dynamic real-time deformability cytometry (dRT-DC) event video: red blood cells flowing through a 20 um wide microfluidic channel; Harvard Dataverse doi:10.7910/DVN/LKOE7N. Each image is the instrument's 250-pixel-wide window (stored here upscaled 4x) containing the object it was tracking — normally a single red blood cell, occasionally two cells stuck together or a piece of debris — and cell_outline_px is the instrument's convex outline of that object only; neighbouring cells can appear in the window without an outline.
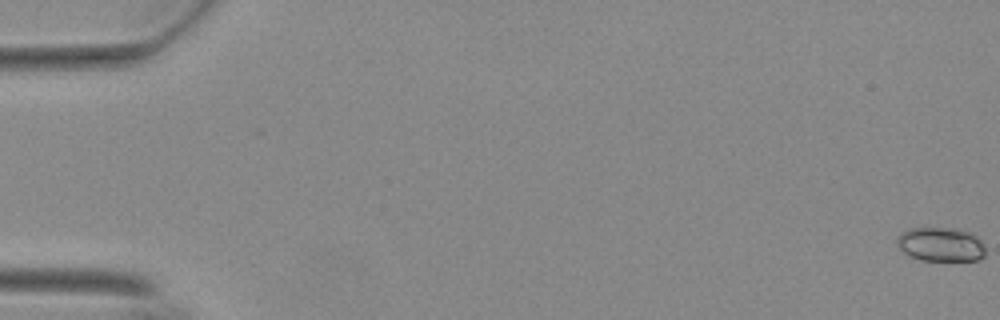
{"species": "Egyptian fruit bat (a non-hibernating species)", "species_latin": "Rousettus aegyptiacus", "temperature_condition": "warm", "stored_images_in_passage": 57, "camera_frame_rate_fps": 3000, "um_per_image_px": 0.085, "animal": {"sex": "female"}, "frame": {"image": 1, "passage_image": 1, "time_ms": 0.0, "image_size_px": [1000, 320], "cell_outline_px": [[984, 256], [976, 260], [924, 260], [912, 256], [904, 252], [896, 244], [896, 240], [900, 232], [908, 228], [952, 228], [968, 232], [976, 236], [980, 240], [984, 248]], "centroid_in_image_um": [79.93, 20.76], "position_along_channel_um": 5.1, "area_um2": 17.34}}
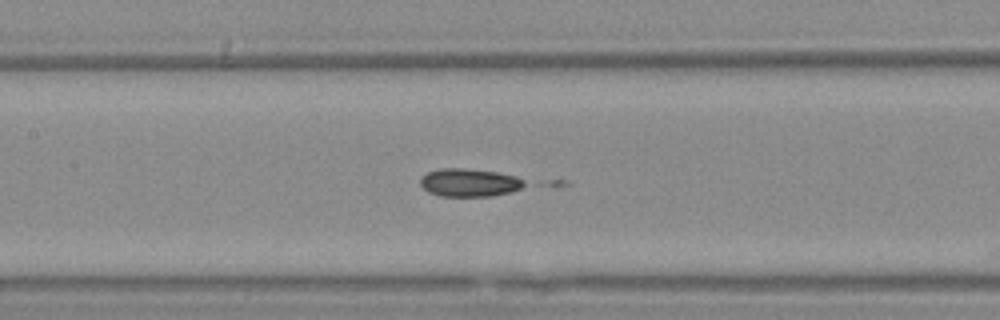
{"frame": {"image": 2, "passage_image": 28, "time_ms": 9.0, "image_size_px": [1000, 320], "cell_outline_px": [[528, 184], [512, 192], [492, 196], [440, 196], [428, 192], [420, 184], [420, 180], [428, 172], [440, 168], [460, 168], [496, 172], [516, 176], [524, 180]], "centroid_in_image_um": [39.92, 15.53], "position_along_channel_um": 167.5, "area_um2": 16.99}}
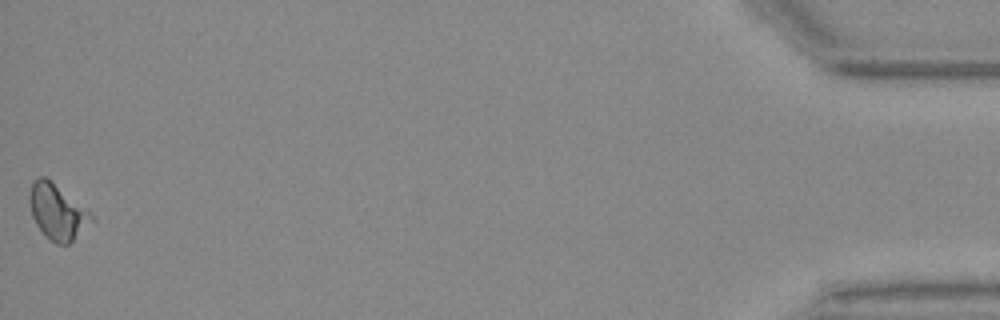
{"frame": {"image": 3, "passage_image": 57, "time_ms": 18.667, "image_size_px": [1000, 320], "cell_outline_px": [[96, 220], [68, 244], [56, 244], [36, 224], [32, 216], [28, 200], [28, 196], [32, 184], [40, 176], [44, 176], [92, 212]], "centroid_in_image_um": [4.91, 18.01], "position_along_channel_um": 430.3, "area_um2": 19.77}}